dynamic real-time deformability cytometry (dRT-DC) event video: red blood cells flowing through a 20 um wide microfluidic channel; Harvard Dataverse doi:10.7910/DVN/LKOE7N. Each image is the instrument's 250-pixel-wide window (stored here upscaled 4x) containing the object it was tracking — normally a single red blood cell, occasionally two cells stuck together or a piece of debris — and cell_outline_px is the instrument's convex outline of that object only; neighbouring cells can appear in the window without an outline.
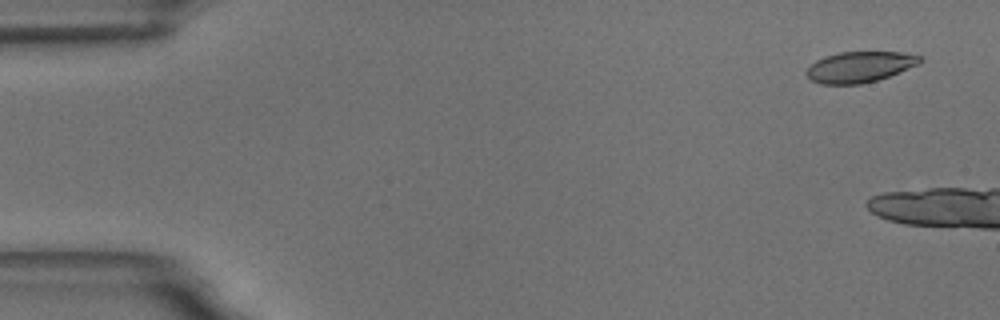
{"species": "common noctule bat (a hibernating species)", "species_latin": "Nyctalus noctula", "temperature_condition": "room temperature", "stored_images_in_passage": 8, "camera_frame_rate_fps": 3000, "um_per_image_px": 0.085, "animal": {"sex": "male", "body_mass_g": 18.8}, "frame": {"image": 1, "passage_image": 3, "time_ms": 0.667, "image_size_px": [1000, 320], "cell_outline_px": [[924, 60], [920, 64], [888, 76], [876, 80], [860, 84], [820, 84], [812, 80], [804, 72], [816, 60], [824, 56], [840, 52], [900, 52], [924, 56]], "centroid_in_image_um": [73.1, 5.68], "position_along_channel_um": 11.9, "area_um2": 20.4}}